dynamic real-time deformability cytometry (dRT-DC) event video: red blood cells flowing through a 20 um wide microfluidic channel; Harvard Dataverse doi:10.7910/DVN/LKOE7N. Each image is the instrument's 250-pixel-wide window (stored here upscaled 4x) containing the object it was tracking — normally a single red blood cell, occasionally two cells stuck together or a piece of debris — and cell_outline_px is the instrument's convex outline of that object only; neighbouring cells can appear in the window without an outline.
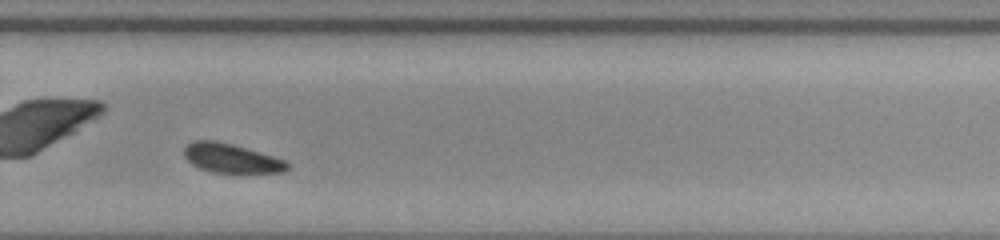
{"species": "common noctule bat (a hibernating species)", "species_latin": "Nyctalus noctula", "temperature_condition": "room temperature", "stored_images_in_passage": 55, "camera_frame_rate_fps": 3000, "um_per_image_px": 0.085, "animal": {"sex": "male", "body_mass_g": 20.0, "forearm_length_mm": 53.3}, "frame": {"image": 1, "passage_image": 41, "time_ms": 13.333, "image_size_px": [1000, 240], "cell_outline_px": [[292, 164], [284, 172], [212, 172], [200, 168], [192, 164], [184, 156], [184, 148], [192, 140], [216, 140], [232, 144], [272, 156], [284, 160]], "centroid_in_image_um": [19.64, 13.44], "position_along_channel_um": 310.2, "area_um2": 17.34}, "authors_computed_cell_mechanics": {"area_um2": 19.0162, "velocity_mm_per_s": 3.7975, "shape_relaxation_time_tau1_ms": null, "shape_relaxation_time_tau2_ms": 5.1138, "deformation_change_tau1": null, "deformation_change_tau2": 0.1087}}